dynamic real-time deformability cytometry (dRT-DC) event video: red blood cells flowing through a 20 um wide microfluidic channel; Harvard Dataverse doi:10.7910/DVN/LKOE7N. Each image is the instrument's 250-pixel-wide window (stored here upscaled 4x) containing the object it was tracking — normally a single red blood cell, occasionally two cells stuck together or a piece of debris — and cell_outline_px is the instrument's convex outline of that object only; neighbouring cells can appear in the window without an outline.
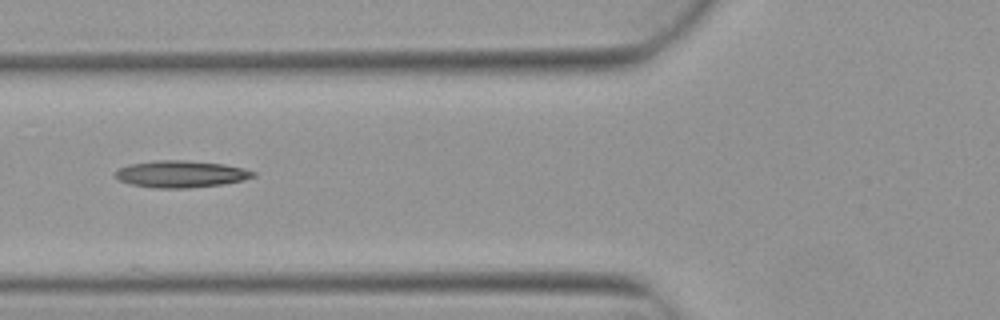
{"species": "Egyptian fruit bat (a non-hibernating species)", "species_latin": "Rousettus aegyptiacus", "temperature_condition": "warm", "stored_images_in_passage": 7, "camera_frame_rate_fps": 3000, "um_per_image_px": 0.085, "animal": {"sex": "female"}, "frame": {"image": 1, "passage_image": 5, "time_ms": 1.333, "image_size_px": [1000, 320], "cell_outline_px": [[256, 176], [244, 180], [224, 184], [188, 188], [156, 188], [132, 184], [120, 180], [112, 172], [116, 168], [128, 164], [156, 160], [188, 160], [224, 164], [244, 168], [256, 172]], "centroid_in_image_um": [15.38, 14.78], "position_along_channel_um": 110.4, "area_um2": 21.85}}
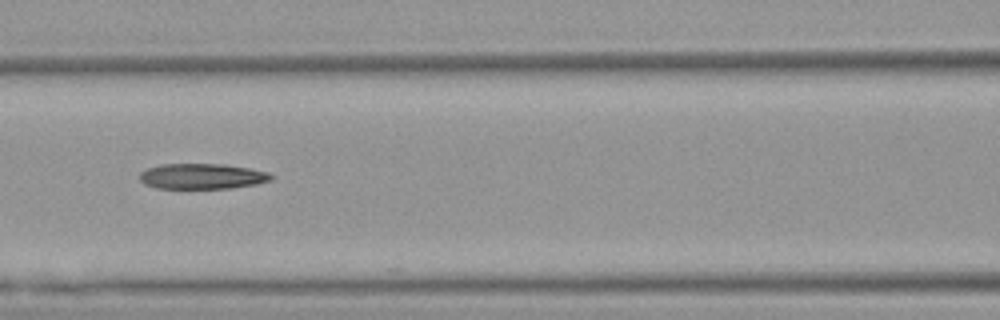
{"frame": {"image": 2, "passage_image": 6, "time_ms": 1.667, "image_size_px": [1000, 320], "cell_outline_px": [[272, 180], [256, 184], [232, 188], [156, 188], [144, 184], [140, 180], [140, 172], [148, 168], [160, 164], [224, 164], [248, 168], [268, 172], [272, 176]], "centroid_in_image_um": [17.16, 14.98], "position_along_channel_um": 149.4, "area_um2": 19.48}}
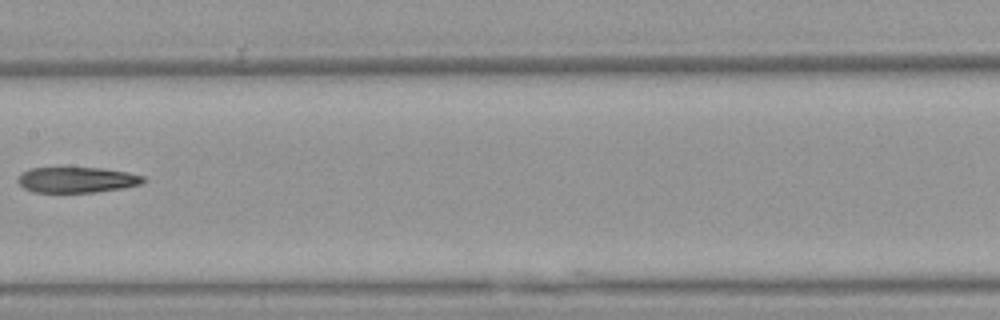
{"frame": {"image": 3, "passage_image": 7, "time_ms": 2.0, "image_size_px": [1000, 320], "cell_outline_px": [[148, 180], [140, 184], [124, 188], [92, 192], [32, 192], [24, 188], [16, 180], [28, 168], [104, 168], [128, 172], [144, 176]], "centroid_in_image_um": [6.57, 15.28], "position_along_channel_um": 200.8, "area_um2": 18.73}}